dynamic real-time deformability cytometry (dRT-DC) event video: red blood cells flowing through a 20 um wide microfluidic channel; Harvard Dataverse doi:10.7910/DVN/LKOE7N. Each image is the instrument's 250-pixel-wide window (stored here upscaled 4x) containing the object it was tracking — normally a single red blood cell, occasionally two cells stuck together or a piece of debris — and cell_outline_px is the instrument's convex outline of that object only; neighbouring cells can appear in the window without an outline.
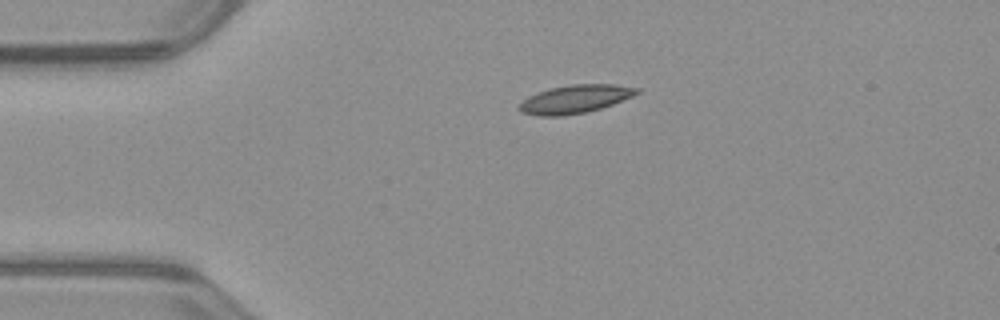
{"species": "common noctule bat (a hibernating species)", "species_latin": "Nyctalus noctula", "temperature_condition": "warm", "stored_images_in_passage": 42, "camera_frame_rate_fps": 3000, "um_per_image_px": 0.085, "animal": {"sex": "male", "body_mass_g": 23.1, "forearm_length_mm": 52.7}, "frame": {"image": 1, "passage_image": 1, "time_ms": 0.0, "image_size_px": [1000, 320], "cell_outline_px": [[640, 92], [632, 96], [612, 104], [600, 108], [584, 112], [564, 116], [540, 116], [520, 112], [516, 108], [528, 96], [548, 88], [572, 84], [616, 84], [640, 88]], "centroid_in_image_um": [48.86, 8.41], "position_along_channel_um": 36.1, "area_um2": 19.36}}
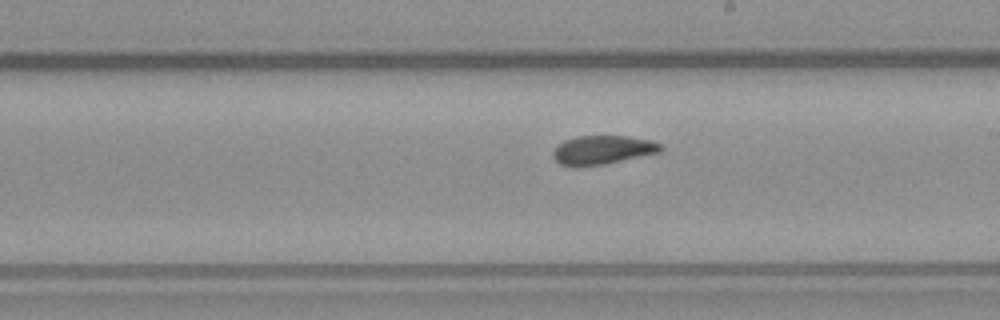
{"frame": {"image": 2, "passage_image": 19, "time_ms": 6.0, "image_size_px": [1000, 320], "cell_outline_px": [[664, 148], [660, 152], [604, 164], [576, 168], [572, 168], [560, 164], [552, 156], [552, 152], [564, 140], [576, 136], [628, 136], [652, 140], [660, 144]], "centroid_in_image_um": [51.2, 12.76], "position_along_channel_um": 237.8, "area_um2": 18.26}}
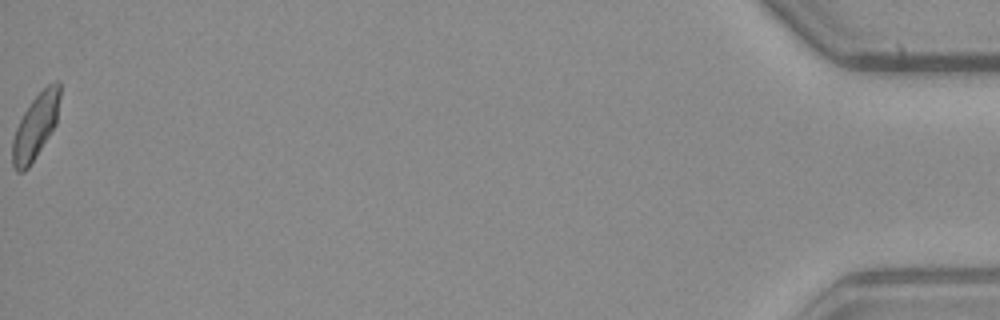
{"frame": {"image": 3, "passage_image": 42, "time_ms": 13.667, "image_size_px": [1000, 320], "cell_outline_px": [[60, 96], [56, 124], [36, 156], [28, 168], [24, 172], [16, 172], [12, 164], [12, 140], [16, 128], [24, 112], [32, 100], [48, 84], [56, 80], [60, 80]], "centroid_in_image_um": [3.02, 10.75], "position_along_channel_um": 432.2, "area_um2": 17.86}, "authors_computed_cell_mechanics": {"area_um2": 18.3515, "velocity_mm_per_s": 3.9584, "shape_relaxation_time_tau1_ms": null, "shape_relaxation_time_tau2_ms": 3.3, "deformation_change_tau1": null, "deformation_change_tau2": 0.082}}